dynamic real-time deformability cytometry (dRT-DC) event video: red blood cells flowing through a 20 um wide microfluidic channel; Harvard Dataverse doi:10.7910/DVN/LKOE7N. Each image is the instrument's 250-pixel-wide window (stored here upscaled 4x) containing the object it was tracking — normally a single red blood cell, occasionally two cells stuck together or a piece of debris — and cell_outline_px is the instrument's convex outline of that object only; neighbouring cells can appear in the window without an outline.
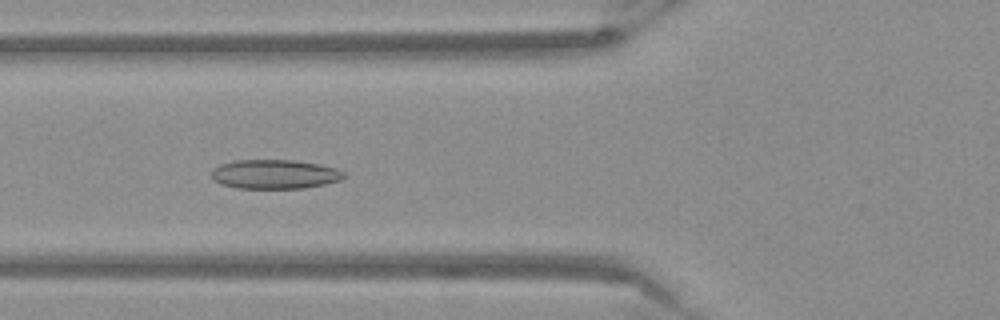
{"species": "Egyptian fruit bat (a non-hibernating species)", "species_latin": "Rousettus aegyptiacus", "temperature_condition": "warm", "stored_images_in_passage": 43, "camera_frame_rate_fps": 3000, "um_per_image_px": 0.085, "frame": {"image": 1, "passage_image": 10, "time_ms": 3.0, "image_size_px": [1000, 320], "cell_outline_px": [[344, 176], [340, 180], [324, 184], [304, 188], [236, 188], [220, 184], [212, 176], [212, 168], [220, 164], [236, 160], [292, 160], [320, 164], [336, 168], [344, 172]], "centroid_in_image_um": [23.34, 14.8], "position_along_channel_um": 102.5, "area_um2": 22.48}}
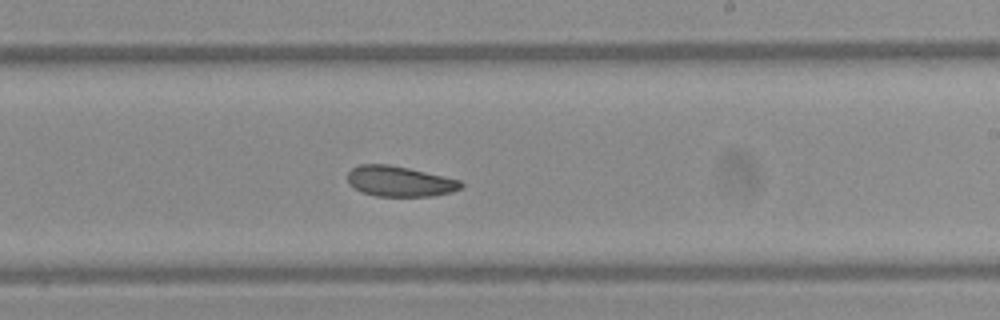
{"frame": {"image": 2, "passage_image": 22, "time_ms": 7.0, "image_size_px": [1000, 320], "cell_outline_px": [[464, 184], [460, 188], [452, 192], [432, 196], [376, 196], [360, 192], [348, 184], [348, 172], [352, 168], [360, 164], [388, 164], [408, 168], [460, 180]], "centroid_in_image_um": [33.94, 15.42], "position_along_channel_um": 255.1, "area_um2": 20.11}}
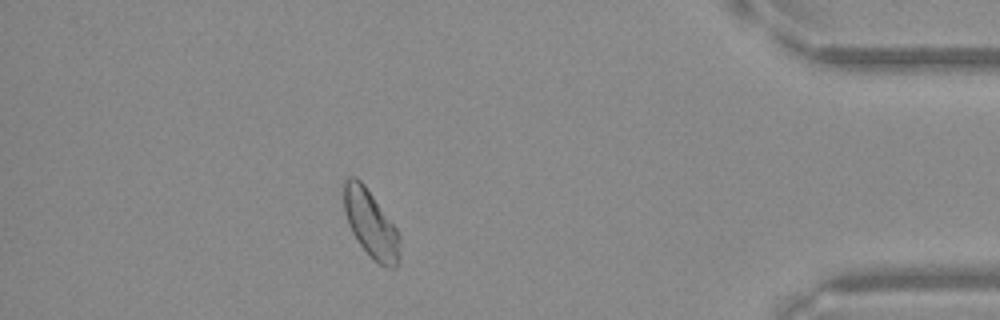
{"frame": {"image": 3, "passage_image": 37, "time_ms": 12.0, "image_size_px": [1000, 320], "cell_outline_px": [[400, 260], [396, 268], [388, 268], [380, 264], [360, 244], [352, 232], [348, 224], [344, 212], [344, 180], [348, 176], [356, 176], [364, 184], [396, 228], [400, 236]], "centroid_in_image_um": [31.52, 19.02], "position_along_channel_um": 403.7, "area_um2": 21.79}}